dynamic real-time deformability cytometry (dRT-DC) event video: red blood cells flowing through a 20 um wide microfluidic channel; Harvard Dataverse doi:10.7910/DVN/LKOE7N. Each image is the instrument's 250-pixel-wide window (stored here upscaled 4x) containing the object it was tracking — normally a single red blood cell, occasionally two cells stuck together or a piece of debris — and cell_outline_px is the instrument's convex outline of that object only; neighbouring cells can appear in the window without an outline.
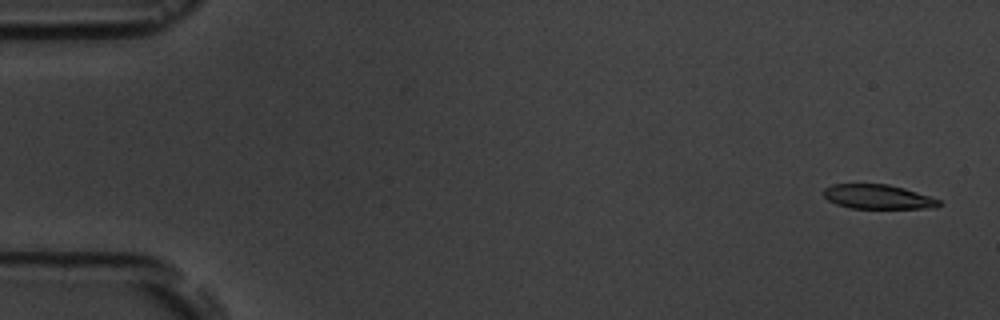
{"species": "common noctule bat (a hibernating species)", "species_latin": "Nyctalus noctula", "temperature_condition": "room temperature", "stored_images_in_passage": 6, "segment_of_instrument_passage": [2, 2], "camera_frame_rate_fps": 3000, "um_per_image_px": 0.085, "animal": {"sex": "male", "body_mass_g": 19.5, "forearm_length_mm": 54.6}, "frame": {"image": 1, "passage_image": 6, "time_ms": 6.667, "image_size_px": [1000, 320], "cell_outline_px": [[940, 204], [936, 208], [848, 208], [836, 204], [828, 200], [824, 196], [824, 188], [832, 184], [888, 184], [904, 188], [940, 200]], "centroid_in_image_um": [74.59, 16.73], "position_along_channel_um": 10.4, "area_um2": 16.3}}